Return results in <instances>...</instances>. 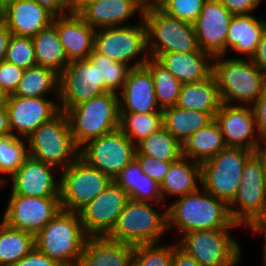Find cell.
Here are the masks:
<instances>
[{
  "label": "cell",
  "instance_id": "6da1fadb",
  "mask_svg": "<svg viewBox=\"0 0 266 266\" xmlns=\"http://www.w3.org/2000/svg\"><path fill=\"white\" fill-rule=\"evenodd\" d=\"M237 226L239 224L230 216L228 204L201 187L179 197L167 208V230L176 227L182 235L192 231L232 229Z\"/></svg>",
  "mask_w": 266,
  "mask_h": 266
},
{
  "label": "cell",
  "instance_id": "7a4b0ae2",
  "mask_svg": "<svg viewBox=\"0 0 266 266\" xmlns=\"http://www.w3.org/2000/svg\"><path fill=\"white\" fill-rule=\"evenodd\" d=\"M119 95L112 91L104 92L65 111L79 149L88 141L119 128Z\"/></svg>",
  "mask_w": 266,
  "mask_h": 266
},
{
  "label": "cell",
  "instance_id": "3957f363",
  "mask_svg": "<svg viewBox=\"0 0 266 266\" xmlns=\"http://www.w3.org/2000/svg\"><path fill=\"white\" fill-rule=\"evenodd\" d=\"M87 237L79 213L61 209L35 235V247L60 265L76 266Z\"/></svg>",
  "mask_w": 266,
  "mask_h": 266
},
{
  "label": "cell",
  "instance_id": "277c9868",
  "mask_svg": "<svg viewBox=\"0 0 266 266\" xmlns=\"http://www.w3.org/2000/svg\"><path fill=\"white\" fill-rule=\"evenodd\" d=\"M224 57L216 56L213 62V74L218 83L221 102L235 105L232 103L235 101L242 105H252L264 92L266 73L245 58L222 60Z\"/></svg>",
  "mask_w": 266,
  "mask_h": 266
},
{
  "label": "cell",
  "instance_id": "5b68a950",
  "mask_svg": "<svg viewBox=\"0 0 266 266\" xmlns=\"http://www.w3.org/2000/svg\"><path fill=\"white\" fill-rule=\"evenodd\" d=\"M28 154L55 167L67 168L79 157L65 112L60 111L50 121L41 124L27 139ZM65 165V166H64Z\"/></svg>",
  "mask_w": 266,
  "mask_h": 266
},
{
  "label": "cell",
  "instance_id": "8992f818",
  "mask_svg": "<svg viewBox=\"0 0 266 266\" xmlns=\"http://www.w3.org/2000/svg\"><path fill=\"white\" fill-rule=\"evenodd\" d=\"M148 56L156 59L168 52H197L200 48L194 25L167 15L162 10L143 13Z\"/></svg>",
  "mask_w": 266,
  "mask_h": 266
},
{
  "label": "cell",
  "instance_id": "52a82bcc",
  "mask_svg": "<svg viewBox=\"0 0 266 266\" xmlns=\"http://www.w3.org/2000/svg\"><path fill=\"white\" fill-rule=\"evenodd\" d=\"M151 202L129 200L108 238L131 245L159 243L167 230V210L159 214Z\"/></svg>",
  "mask_w": 266,
  "mask_h": 266
},
{
  "label": "cell",
  "instance_id": "ba28073f",
  "mask_svg": "<svg viewBox=\"0 0 266 266\" xmlns=\"http://www.w3.org/2000/svg\"><path fill=\"white\" fill-rule=\"evenodd\" d=\"M254 153L249 149L226 147L201 163V184L205 191L229 204L240 185L246 160Z\"/></svg>",
  "mask_w": 266,
  "mask_h": 266
},
{
  "label": "cell",
  "instance_id": "9c48e42d",
  "mask_svg": "<svg viewBox=\"0 0 266 266\" xmlns=\"http://www.w3.org/2000/svg\"><path fill=\"white\" fill-rule=\"evenodd\" d=\"M58 182L61 209L78 212L102 193L112 179L79 156L61 171Z\"/></svg>",
  "mask_w": 266,
  "mask_h": 266
},
{
  "label": "cell",
  "instance_id": "30bf717a",
  "mask_svg": "<svg viewBox=\"0 0 266 266\" xmlns=\"http://www.w3.org/2000/svg\"><path fill=\"white\" fill-rule=\"evenodd\" d=\"M229 233L230 229L192 231L181 235L177 245L201 266H236L241 248Z\"/></svg>",
  "mask_w": 266,
  "mask_h": 266
},
{
  "label": "cell",
  "instance_id": "8fae6325",
  "mask_svg": "<svg viewBox=\"0 0 266 266\" xmlns=\"http://www.w3.org/2000/svg\"><path fill=\"white\" fill-rule=\"evenodd\" d=\"M228 208L232 220L240 226H247L266 212V179L262 162L255 153L244 164L240 185Z\"/></svg>",
  "mask_w": 266,
  "mask_h": 266
},
{
  "label": "cell",
  "instance_id": "7c38bea8",
  "mask_svg": "<svg viewBox=\"0 0 266 266\" xmlns=\"http://www.w3.org/2000/svg\"><path fill=\"white\" fill-rule=\"evenodd\" d=\"M83 146L79 156L112 180L135 159L136 146L119 128Z\"/></svg>",
  "mask_w": 266,
  "mask_h": 266
},
{
  "label": "cell",
  "instance_id": "4fadbf2b",
  "mask_svg": "<svg viewBox=\"0 0 266 266\" xmlns=\"http://www.w3.org/2000/svg\"><path fill=\"white\" fill-rule=\"evenodd\" d=\"M139 24L97 29L94 50L112 61L128 65L133 58L147 51L146 25ZM99 30V31H98Z\"/></svg>",
  "mask_w": 266,
  "mask_h": 266
},
{
  "label": "cell",
  "instance_id": "5bb4252c",
  "mask_svg": "<svg viewBox=\"0 0 266 266\" xmlns=\"http://www.w3.org/2000/svg\"><path fill=\"white\" fill-rule=\"evenodd\" d=\"M104 92L100 87L99 67L90 59L73 60L59 74L60 111L65 112Z\"/></svg>",
  "mask_w": 266,
  "mask_h": 266
},
{
  "label": "cell",
  "instance_id": "9a60e30c",
  "mask_svg": "<svg viewBox=\"0 0 266 266\" xmlns=\"http://www.w3.org/2000/svg\"><path fill=\"white\" fill-rule=\"evenodd\" d=\"M129 196L115 181L78 211L88 236H107L117 223Z\"/></svg>",
  "mask_w": 266,
  "mask_h": 266
},
{
  "label": "cell",
  "instance_id": "2e32d148",
  "mask_svg": "<svg viewBox=\"0 0 266 266\" xmlns=\"http://www.w3.org/2000/svg\"><path fill=\"white\" fill-rule=\"evenodd\" d=\"M60 210V198L10 196L2 221L36 235Z\"/></svg>",
  "mask_w": 266,
  "mask_h": 266
},
{
  "label": "cell",
  "instance_id": "e0dca14e",
  "mask_svg": "<svg viewBox=\"0 0 266 266\" xmlns=\"http://www.w3.org/2000/svg\"><path fill=\"white\" fill-rule=\"evenodd\" d=\"M59 102L46 97H22L8 95L7 112L11 133L18 131L24 140L43 123L50 121L59 112Z\"/></svg>",
  "mask_w": 266,
  "mask_h": 266
},
{
  "label": "cell",
  "instance_id": "ac0fdd59",
  "mask_svg": "<svg viewBox=\"0 0 266 266\" xmlns=\"http://www.w3.org/2000/svg\"><path fill=\"white\" fill-rule=\"evenodd\" d=\"M214 118L220 126L227 147L254 151L260 144L261 139L255 132L256 122L250 105L221 103Z\"/></svg>",
  "mask_w": 266,
  "mask_h": 266
},
{
  "label": "cell",
  "instance_id": "d6986e66",
  "mask_svg": "<svg viewBox=\"0 0 266 266\" xmlns=\"http://www.w3.org/2000/svg\"><path fill=\"white\" fill-rule=\"evenodd\" d=\"M233 14L219 0H206L194 29L200 50L213 57L226 55V37Z\"/></svg>",
  "mask_w": 266,
  "mask_h": 266
},
{
  "label": "cell",
  "instance_id": "ffe728a7",
  "mask_svg": "<svg viewBox=\"0 0 266 266\" xmlns=\"http://www.w3.org/2000/svg\"><path fill=\"white\" fill-rule=\"evenodd\" d=\"M55 167L28 156L21 167L11 176L10 196L59 198L60 183L52 174Z\"/></svg>",
  "mask_w": 266,
  "mask_h": 266
},
{
  "label": "cell",
  "instance_id": "44dd1931",
  "mask_svg": "<svg viewBox=\"0 0 266 266\" xmlns=\"http://www.w3.org/2000/svg\"><path fill=\"white\" fill-rule=\"evenodd\" d=\"M54 16L34 0H9L0 7V17L15 36L39 34L53 23Z\"/></svg>",
  "mask_w": 266,
  "mask_h": 266
},
{
  "label": "cell",
  "instance_id": "7402d4cb",
  "mask_svg": "<svg viewBox=\"0 0 266 266\" xmlns=\"http://www.w3.org/2000/svg\"><path fill=\"white\" fill-rule=\"evenodd\" d=\"M52 24L56 27L69 62L89 59L94 50L96 29L73 12L54 16Z\"/></svg>",
  "mask_w": 266,
  "mask_h": 266
},
{
  "label": "cell",
  "instance_id": "603a6c76",
  "mask_svg": "<svg viewBox=\"0 0 266 266\" xmlns=\"http://www.w3.org/2000/svg\"><path fill=\"white\" fill-rule=\"evenodd\" d=\"M120 94V113L162 112L156 102L152 74L145 65L131 68Z\"/></svg>",
  "mask_w": 266,
  "mask_h": 266
},
{
  "label": "cell",
  "instance_id": "cb8c5ba5",
  "mask_svg": "<svg viewBox=\"0 0 266 266\" xmlns=\"http://www.w3.org/2000/svg\"><path fill=\"white\" fill-rule=\"evenodd\" d=\"M134 245L88 236L76 266H133Z\"/></svg>",
  "mask_w": 266,
  "mask_h": 266
},
{
  "label": "cell",
  "instance_id": "d4e9b609",
  "mask_svg": "<svg viewBox=\"0 0 266 266\" xmlns=\"http://www.w3.org/2000/svg\"><path fill=\"white\" fill-rule=\"evenodd\" d=\"M156 60L182 84L199 82L213 74L214 57L200 49L189 53L168 52Z\"/></svg>",
  "mask_w": 266,
  "mask_h": 266
},
{
  "label": "cell",
  "instance_id": "484cf974",
  "mask_svg": "<svg viewBox=\"0 0 266 266\" xmlns=\"http://www.w3.org/2000/svg\"><path fill=\"white\" fill-rule=\"evenodd\" d=\"M136 12L143 17L139 0H99L85 6L78 14L97 30L122 26Z\"/></svg>",
  "mask_w": 266,
  "mask_h": 266
},
{
  "label": "cell",
  "instance_id": "4316f807",
  "mask_svg": "<svg viewBox=\"0 0 266 266\" xmlns=\"http://www.w3.org/2000/svg\"><path fill=\"white\" fill-rule=\"evenodd\" d=\"M265 29V19H258L251 14L233 15L226 37V54L230 49L250 59Z\"/></svg>",
  "mask_w": 266,
  "mask_h": 266
},
{
  "label": "cell",
  "instance_id": "83f0119b",
  "mask_svg": "<svg viewBox=\"0 0 266 266\" xmlns=\"http://www.w3.org/2000/svg\"><path fill=\"white\" fill-rule=\"evenodd\" d=\"M218 83L214 74L199 82L183 83L176 106L208 112L213 118L221 105Z\"/></svg>",
  "mask_w": 266,
  "mask_h": 266
},
{
  "label": "cell",
  "instance_id": "f1b7e54d",
  "mask_svg": "<svg viewBox=\"0 0 266 266\" xmlns=\"http://www.w3.org/2000/svg\"><path fill=\"white\" fill-rule=\"evenodd\" d=\"M187 161L188 158L181 156L171 164L160 184L163 200L167 195L181 197L200 189L198 184H201V164L192 160Z\"/></svg>",
  "mask_w": 266,
  "mask_h": 266
},
{
  "label": "cell",
  "instance_id": "f546056e",
  "mask_svg": "<svg viewBox=\"0 0 266 266\" xmlns=\"http://www.w3.org/2000/svg\"><path fill=\"white\" fill-rule=\"evenodd\" d=\"M127 192L129 200L136 202H163L160 185L143 173L140 164L134 159L113 180Z\"/></svg>",
  "mask_w": 266,
  "mask_h": 266
},
{
  "label": "cell",
  "instance_id": "4dcf8cb0",
  "mask_svg": "<svg viewBox=\"0 0 266 266\" xmlns=\"http://www.w3.org/2000/svg\"><path fill=\"white\" fill-rule=\"evenodd\" d=\"M226 147L220 126L214 118L192 134L182 145V156L201 164Z\"/></svg>",
  "mask_w": 266,
  "mask_h": 266
},
{
  "label": "cell",
  "instance_id": "1f68e13d",
  "mask_svg": "<svg viewBox=\"0 0 266 266\" xmlns=\"http://www.w3.org/2000/svg\"><path fill=\"white\" fill-rule=\"evenodd\" d=\"M163 127L183 145L196 131L214 118L208 112L187 110L172 106L162 111Z\"/></svg>",
  "mask_w": 266,
  "mask_h": 266
},
{
  "label": "cell",
  "instance_id": "d6a6232c",
  "mask_svg": "<svg viewBox=\"0 0 266 266\" xmlns=\"http://www.w3.org/2000/svg\"><path fill=\"white\" fill-rule=\"evenodd\" d=\"M36 64L52 69L60 74L69 63L56 27L51 24L49 27L32 37Z\"/></svg>",
  "mask_w": 266,
  "mask_h": 266
},
{
  "label": "cell",
  "instance_id": "836d02e7",
  "mask_svg": "<svg viewBox=\"0 0 266 266\" xmlns=\"http://www.w3.org/2000/svg\"><path fill=\"white\" fill-rule=\"evenodd\" d=\"M48 92L59 98V74L44 66L24 69L21 80L12 95L22 97H45ZM45 95V96H44Z\"/></svg>",
  "mask_w": 266,
  "mask_h": 266
},
{
  "label": "cell",
  "instance_id": "e575fe53",
  "mask_svg": "<svg viewBox=\"0 0 266 266\" xmlns=\"http://www.w3.org/2000/svg\"><path fill=\"white\" fill-rule=\"evenodd\" d=\"M35 247V235L0 223V266H11Z\"/></svg>",
  "mask_w": 266,
  "mask_h": 266
},
{
  "label": "cell",
  "instance_id": "d590c367",
  "mask_svg": "<svg viewBox=\"0 0 266 266\" xmlns=\"http://www.w3.org/2000/svg\"><path fill=\"white\" fill-rule=\"evenodd\" d=\"M149 56L142 57L141 61L137 60L133 65L128 66L125 63L112 61L105 55L97 53L95 50L90 54V61L97 67H99L100 73V87L105 92H118L119 88H123L127 79L128 73L132 67L143 66Z\"/></svg>",
  "mask_w": 266,
  "mask_h": 266
},
{
  "label": "cell",
  "instance_id": "8d00e7d4",
  "mask_svg": "<svg viewBox=\"0 0 266 266\" xmlns=\"http://www.w3.org/2000/svg\"><path fill=\"white\" fill-rule=\"evenodd\" d=\"M135 155L175 162L182 156V145L163 127L136 145Z\"/></svg>",
  "mask_w": 266,
  "mask_h": 266
},
{
  "label": "cell",
  "instance_id": "74e56055",
  "mask_svg": "<svg viewBox=\"0 0 266 266\" xmlns=\"http://www.w3.org/2000/svg\"><path fill=\"white\" fill-rule=\"evenodd\" d=\"M154 80L156 102L160 110L177 104L182 83L172 76L156 59L149 57L144 64Z\"/></svg>",
  "mask_w": 266,
  "mask_h": 266
},
{
  "label": "cell",
  "instance_id": "f35d334b",
  "mask_svg": "<svg viewBox=\"0 0 266 266\" xmlns=\"http://www.w3.org/2000/svg\"><path fill=\"white\" fill-rule=\"evenodd\" d=\"M163 128V113H120L119 129L136 146Z\"/></svg>",
  "mask_w": 266,
  "mask_h": 266
},
{
  "label": "cell",
  "instance_id": "ab89813d",
  "mask_svg": "<svg viewBox=\"0 0 266 266\" xmlns=\"http://www.w3.org/2000/svg\"><path fill=\"white\" fill-rule=\"evenodd\" d=\"M21 139L12 133L0 135V173L11 177L29 156L28 148Z\"/></svg>",
  "mask_w": 266,
  "mask_h": 266
},
{
  "label": "cell",
  "instance_id": "60d3db41",
  "mask_svg": "<svg viewBox=\"0 0 266 266\" xmlns=\"http://www.w3.org/2000/svg\"><path fill=\"white\" fill-rule=\"evenodd\" d=\"M174 246L153 244L134 246L133 266H171Z\"/></svg>",
  "mask_w": 266,
  "mask_h": 266
},
{
  "label": "cell",
  "instance_id": "b9f144b4",
  "mask_svg": "<svg viewBox=\"0 0 266 266\" xmlns=\"http://www.w3.org/2000/svg\"><path fill=\"white\" fill-rule=\"evenodd\" d=\"M4 60L23 69L36 66L32 37L12 35Z\"/></svg>",
  "mask_w": 266,
  "mask_h": 266
},
{
  "label": "cell",
  "instance_id": "7bdbcfd3",
  "mask_svg": "<svg viewBox=\"0 0 266 266\" xmlns=\"http://www.w3.org/2000/svg\"><path fill=\"white\" fill-rule=\"evenodd\" d=\"M206 0H169L162 11L175 19L194 24Z\"/></svg>",
  "mask_w": 266,
  "mask_h": 266
},
{
  "label": "cell",
  "instance_id": "ee69618b",
  "mask_svg": "<svg viewBox=\"0 0 266 266\" xmlns=\"http://www.w3.org/2000/svg\"><path fill=\"white\" fill-rule=\"evenodd\" d=\"M135 159L141 166L144 174L155 180L159 185L173 162L160 161L147 155H135Z\"/></svg>",
  "mask_w": 266,
  "mask_h": 266
},
{
  "label": "cell",
  "instance_id": "f6af8a7d",
  "mask_svg": "<svg viewBox=\"0 0 266 266\" xmlns=\"http://www.w3.org/2000/svg\"><path fill=\"white\" fill-rule=\"evenodd\" d=\"M24 69L5 60L0 62V88L12 95L21 80Z\"/></svg>",
  "mask_w": 266,
  "mask_h": 266
},
{
  "label": "cell",
  "instance_id": "bcb514c9",
  "mask_svg": "<svg viewBox=\"0 0 266 266\" xmlns=\"http://www.w3.org/2000/svg\"><path fill=\"white\" fill-rule=\"evenodd\" d=\"M255 117L258 137L262 140L266 138V93L250 105Z\"/></svg>",
  "mask_w": 266,
  "mask_h": 266
},
{
  "label": "cell",
  "instance_id": "7dc6e473",
  "mask_svg": "<svg viewBox=\"0 0 266 266\" xmlns=\"http://www.w3.org/2000/svg\"><path fill=\"white\" fill-rule=\"evenodd\" d=\"M11 266H60V264L34 247L25 257Z\"/></svg>",
  "mask_w": 266,
  "mask_h": 266
},
{
  "label": "cell",
  "instance_id": "c3c4849f",
  "mask_svg": "<svg viewBox=\"0 0 266 266\" xmlns=\"http://www.w3.org/2000/svg\"><path fill=\"white\" fill-rule=\"evenodd\" d=\"M233 15L250 14L261 0H219Z\"/></svg>",
  "mask_w": 266,
  "mask_h": 266
},
{
  "label": "cell",
  "instance_id": "681fc988",
  "mask_svg": "<svg viewBox=\"0 0 266 266\" xmlns=\"http://www.w3.org/2000/svg\"><path fill=\"white\" fill-rule=\"evenodd\" d=\"M41 6L47 8L55 16L70 12V0H34ZM67 11V12H66Z\"/></svg>",
  "mask_w": 266,
  "mask_h": 266
},
{
  "label": "cell",
  "instance_id": "f907efd6",
  "mask_svg": "<svg viewBox=\"0 0 266 266\" xmlns=\"http://www.w3.org/2000/svg\"><path fill=\"white\" fill-rule=\"evenodd\" d=\"M250 60L264 73H266V29L262 33L260 42Z\"/></svg>",
  "mask_w": 266,
  "mask_h": 266
},
{
  "label": "cell",
  "instance_id": "816d5d0a",
  "mask_svg": "<svg viewBox=\"0 0 266 266\" xmlns=\"http://www.w3.org/2000/svg\"><path fill=\"white\" fill-rule=\"evenodd\" d=\"M171 266H201L192 256L185 253L178 245H174L173 259Z\"/></svg>",
  "mask_w": 266,
  "mask_h": 266
},
{
  "label": "cell",
  "instance_id": "f5cc1de1",
  "mask_svg": "<svg viewBox=\"0 0 266 266\" xmlns=\"http://www.w3.org/2000/svg\"><path fill=\"white\" fill-rule=\"evenodd\" d=\"M252 231L257 233L263 232L264 236V250H263V263L266 266V212L254 218L248 225Z\"/></svg>",
  "mask_w": 266,
  "mask_h": 266
},
{
  "label": "cell",
  "instance_id": "db71d44e",
  "mask_svg": "<svg viewBox=\"0 0 266 266\" xmlns=\"http://www.w3.org/2000/svg\"><path fill=\"white\" fill-rule=\"evenodd\" d=\"M11 36V31L8 29L4 20L0 17V62L5 59Z\"/></svg>",
  "mask_w": 266,
  "mask_h": 266
},
{
  "label": "cell",
  "instance_id": "11a10c76",
  "mask_svg": "<svg viewBox=\"0 0 266 266\" xmlns=\"http://www.w3.org/2000/svg\"><path fill=\"white\" fill-rule=\"evenodd\" d=\"M169 0H139L143 13L152 10H162Z\"/></svg>",
  "mask_w": 266,
  "mask_h": 266
},
{
  "label": "cell",
  "instance_id": "9f6ffc18",
  "mask_svg": "<svg viewBox=\"0 0 266 266\" xmlns=\"http://www.w3.org/2000/svg\"><path fill=\"white\" fill-rule=\"evenodd\" d=\"M8 112L6 106L0 107V135L10 134Z\"/></svg>",
  "mask_w": 266,
  "mask_h": 266
},
{
  "label": "cell",
  "instance_id": "6f0895ef",
  "mask_svg": "<svg viewBox=\"0 0 266 266\" xmlns=\"http://www.w3.org/2000/svg\"><path fill=\"white\" fill-rule=\"evenodd\" d=\"M264 141V142H263ZM260 143H264L263 144H259L255 150L254 153L257 155V157L261 160L262 162V166H263V171H264V175H265V179H266V138L262 139ZM263 147H262V146Z\"/></svg>",
  "mask_w": 266,
  "mask_h": 266
},
{
  "label": "cell",
  "instance_id": "680465c9",
  "mask_svg": "<svg viewBox=\"0 0 266 266\" xmlns=\"http://www.w3.org/2000/svg\"><path fill=\"white\" fill-rule=\"evenodd\" d=\"M99 0H70V12L79 13L88 4Z\"/></svg>",
  "mask_w": 266,
  "mask_h": 266
},
{
  "label": "cell",
  "instance_id": "91938a15",
  "mask_svg": "<svg viewBox=\"0 0 266 266\" xmlns=\"http://www.w3.org/2000/svg\"><path fill=\"white\" fill-rule=\"evenodd\" d=\"M8 95L0 88V107H4L7 104Z\"/></svg>",
  "mask_w": 266,
  "mask_h": 266
},
{
  "label": "cell",
  "instance_id": "94428289",
  "mask_svg": "<svg viewBox=\"0 0 266 266\" xmlns=\"http://www.w3.org/2000/svg\"><path fill=\"white\" fill-rule=\"evenodd\" d=\"M4 184H5V180L1 179V177H0V187H2Z\"/></svg>",
  "mask_w": 266,
  "mask_h": 266
},
{
  "label": "cell",
  "instance_id": "6125c7cd",
  "mask_svg": "<svg viewBox=\"0 0 266 266\" xmlns=\"http://www.w3.org/2000/svg\"><path fill=\"white\" fill-rule=\"evenodd\" d=\"M9 0H0V7Z\"/></svg>",
  "mask_w": 266,
  "mask_h": 266
},
{
  "label": "cell",
  "instance_id": "be15d7a7",
  "mask_svg": "<svg viewBox=\"0 0 266 266\" xmlns=\"http://www.w3.org/2000/svg\"><path fill=\"white\" fill-rule=\"evenodd\" d=\"M264 92L266 93V76H265V89Z\"/></svg>",
  "mask_w": 266,
  "mask_h": 266
}]
</instances>
